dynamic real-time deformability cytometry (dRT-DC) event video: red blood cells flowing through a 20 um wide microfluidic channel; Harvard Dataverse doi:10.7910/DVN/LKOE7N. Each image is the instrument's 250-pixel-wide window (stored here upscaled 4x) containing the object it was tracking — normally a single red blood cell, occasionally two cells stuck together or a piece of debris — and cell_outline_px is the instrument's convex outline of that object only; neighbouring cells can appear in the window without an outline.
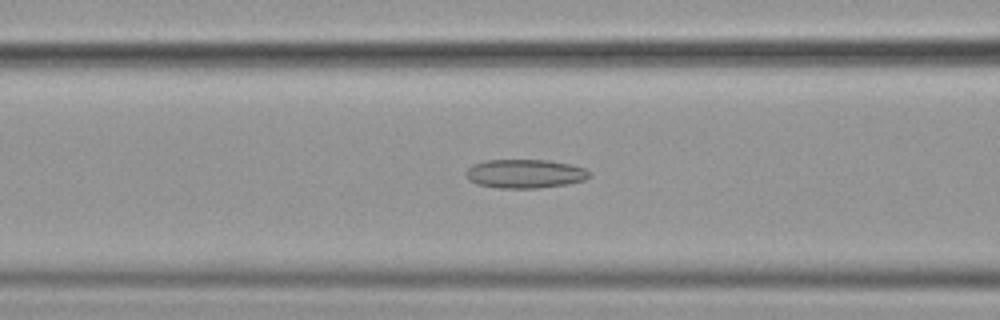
{"species": "common noctule bat (a hibernating species)", "species_latin": "Nyctalus noctula", "temperature_condition": "cold", "stored_images_in_passage": 55, "camera_frame_rate_fps": 3000, "um_per_image_px": 0.085, "animal": {"sex": "female", "body_mass_g": 19.9}, "frame": {"image": 1, "passage_image": 22, "time_ms": 7.0, "image_size_px": [1000, 320], "cell_outline_px": [[592, 176], [584, 180], [568, 184], [540, 188], [496, 188], [476, 184], [468, 180], [464, 172], [472, 164], [484, 160], [548, 160], [572, 164], [584, 168]], "centroid_in_image_um": [44.59, 14.77], "position_along_channel_um": 122.0, "area_um2": 21.04}}
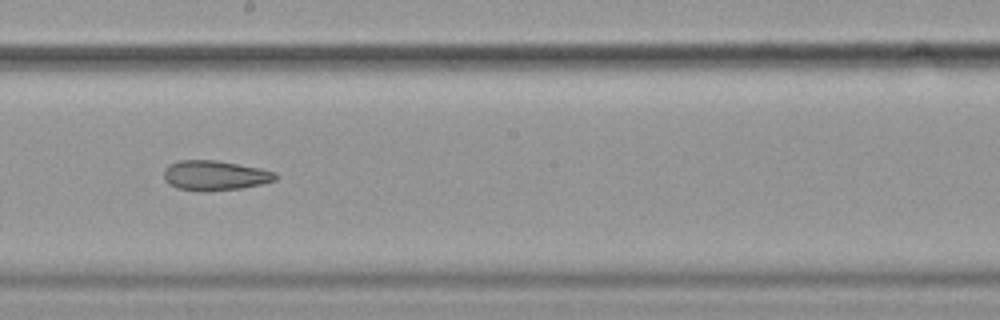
{"frame": {"image": 2, "passage_image": 31, "time_ms": 10.0, "image_size_px": [1000, 320], "cell_outline_px": [[276, 180], [260, 184], [240, 188], [200, 192], [176, 188], [168, 184], [164, 180], [164, 168], [168, 164], [180, 160], [216, 160], [260, 168], [276, 172]], "centroid_in_image_um": [18.21, 14.91], "position_along_channel_um": 230.0, "area_um2": 19.54}}
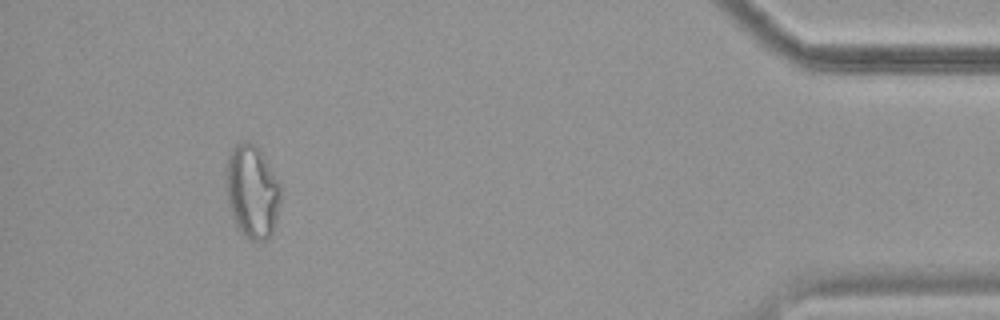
{"frame": {"image": 3, "passage_image": 51, "time_ms": 16.667, "image_size_px": [1000, 320], "cell_outline_px": [[280, 204], [276, 220], [272, 232], [264, 240], [252, 240], [240, 232], [236, 224], [228, 204], [224, 188], [224, 168], [228, 156], [232, 148], [236, 144], [252, 144], [260, 148], [280, 184]], "centroid_in_image_um": [21.39, 16.26], "position_along_channel_um": 413.8, "area_um2": 29.82}, "authors_computed_cell_mechanics": {"area_um2": 22.8888, "velocity_mm_per_s": 3.6019, "shape_relaxation_time_tau1_ms": null, "shape_relaxation_time_tau2_ms": 5.1148, "deformation_change_tau1": null, "deformation_change_tau2": 0.1423}}